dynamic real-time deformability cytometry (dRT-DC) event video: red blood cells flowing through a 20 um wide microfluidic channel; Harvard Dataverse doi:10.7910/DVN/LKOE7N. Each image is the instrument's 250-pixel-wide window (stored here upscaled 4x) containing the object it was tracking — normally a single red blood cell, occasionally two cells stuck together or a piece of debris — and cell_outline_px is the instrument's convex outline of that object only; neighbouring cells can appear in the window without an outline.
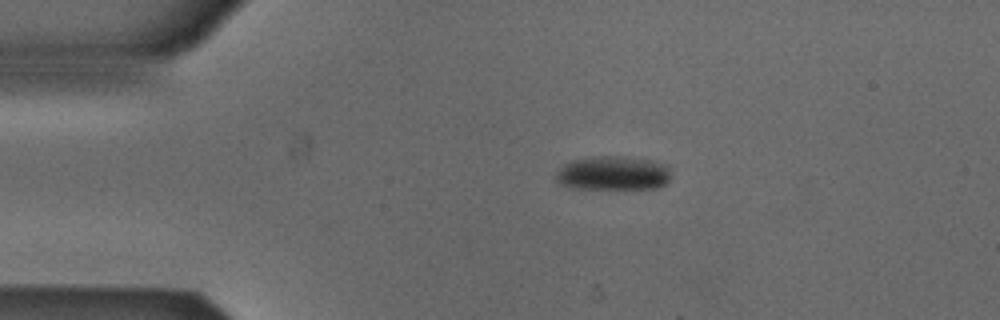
{"species": "Egyptian fruit bat (a non-hibernating species)", "species_latin": "Rousettus aegyptiacus", "temperature_condition": "cold", "stored_images_in_passage": 2, "camera_frame_rate_fps": 3000, "um_per_image_px": 0.085, "animal": {"sex": "male"}, "frame": {"image": 1, "passage_image": 1, "time_ms": 0.0, "image_size_px": [1000, 320], "cell_outline_px": [[668, 184], [660, 188], [568, 188], [560, 184], [556, 180], [556, 172], [564, 164], [572, 160], [596, 156], [620, 156], [652, 160], [664, 164], [668, 168]], "centroid_in_image_um": [52.09, 14.72], "position_along_channel_um": 32.9, "area_um2": 22.83}}